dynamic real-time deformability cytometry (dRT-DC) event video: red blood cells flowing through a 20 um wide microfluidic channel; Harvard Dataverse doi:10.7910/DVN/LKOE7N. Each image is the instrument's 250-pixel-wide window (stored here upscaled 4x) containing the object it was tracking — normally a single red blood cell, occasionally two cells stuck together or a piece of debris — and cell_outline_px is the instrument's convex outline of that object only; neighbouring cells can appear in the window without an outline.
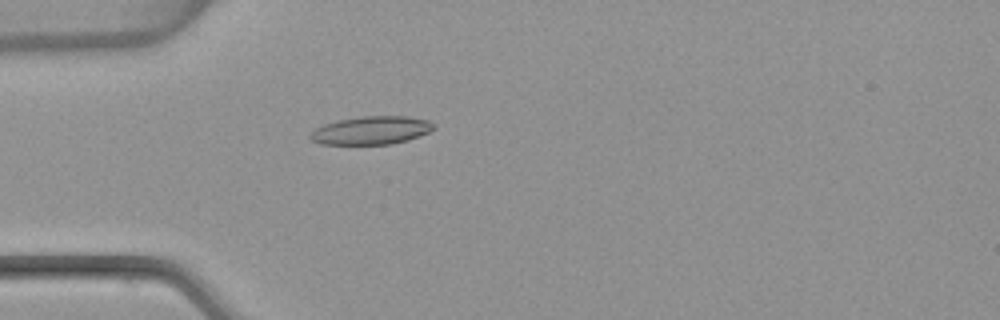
{"species": "common noctule bat (a hibernating species)", "species_latin": "Nyctalus noctula", "temperature_condition": "warm", "stored_images_in_passage": 43, "camera_frame_rate_fps": 3000, "um_per_image_px": 0.085, "animal": {"sex": "female", "body_mass_g": 22.7, "forearm_length_mm": 54.2}, "frame": {"image": 1, "passage_image": 5, "time_ms": 1.333, "image_size_px": [1000, 320], "cell_outline_px": [[436, 128], [428, 132], [408, 140], [392, 144], [320, 144], [312, 140], [308, 136], [316, 128], [324, 124], [336, 120], [360, 116], [408, 116], [432, 120], [436, 124]], "centroid_in_image_um": [31.6, 11.07], "position_along_channel_um": 53.4, "area_um2": 20.52}}
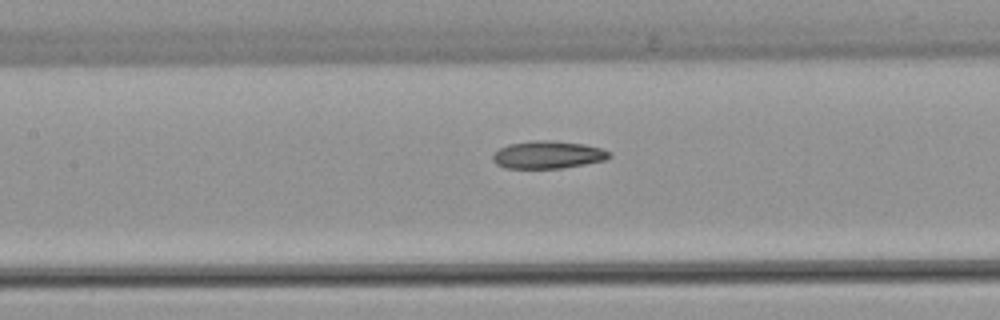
{"frame": {"image": 2, "passage_image": 14, "time_ms": 4.333, "image_size_px": [1000, 320], "cell_outline_px": [[612, 156], [604, 160], [584, 164], [560, 168], [504, 168], [496, 164], [492, 160], [492, 156], [500, 148], [508, 144], [532, 140], [552, 140], [584, 144], [600, 148], [612, 152]], "centroid_in_image_um": [46.56, 13.15], "position_along_channel_um": 160.8, "area_um2": 18.79}}
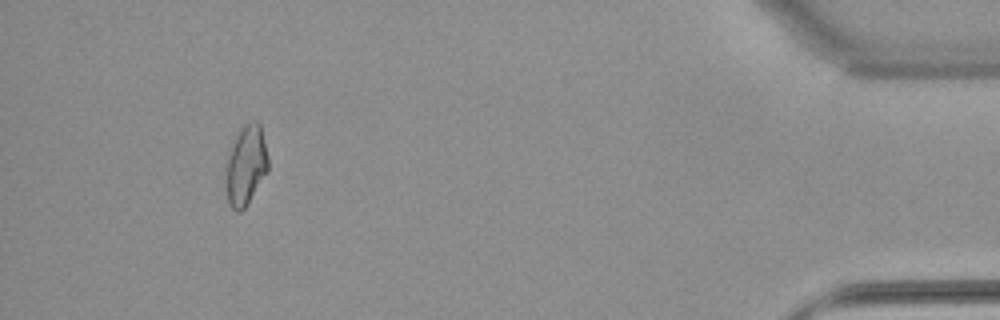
{"frame": {"image": 3, "passage_image": 39, "time_ms": 12.667, "image_size_px": [1000, 320], "cell_outline_px": [[268, 172], [248, 204], [240, 212], [236, 212], [228, 204], [224, 188], [224, 168], [228, 148], [244, 124], [248, 120], [256, 120], [260, 124], [268, 156]], "centroid_in_image_um": [20.85, 14.08], "position_along_channel_um": 414.4, "area_um2": 20.63}, "authors_computed_cell_mechanics": {"area_um2": 18.9006, "velocity_mm_per_s": 3.8384, "shape_relaxation_time_tau1_ms": null, "shape_relaxation_time_tau2_ms": 3.0595, "deformation_change_tau1": null, "deformation_change_tau2": 0.1061}}